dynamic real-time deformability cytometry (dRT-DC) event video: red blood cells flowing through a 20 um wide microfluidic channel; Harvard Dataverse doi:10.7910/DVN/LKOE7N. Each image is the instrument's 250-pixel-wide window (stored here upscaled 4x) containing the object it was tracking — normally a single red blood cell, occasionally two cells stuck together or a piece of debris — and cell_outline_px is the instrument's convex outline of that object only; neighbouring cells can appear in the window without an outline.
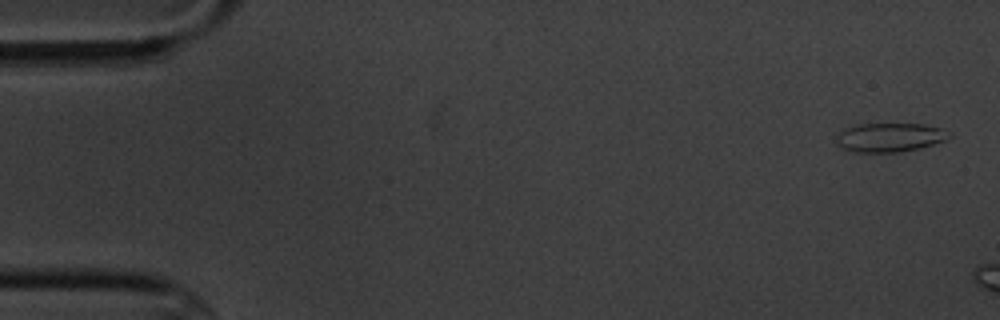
{"species": "common noctule bat (a hibernating species)", "species_latin": "Nyctalus noctula", "temperature_condition": "cold", "stored_images_in_passage": 3, "segment_of_instrument_passage": [1, 2], "camera_frame_rate_fps": 3000, "um_per_image_px": 0.085, "animal": {"sex": "male", "body_mass_g": 20.1, "forearm_length_mm": 53.5}, "frame": {"image": 1, "passage_image": 1, "time_ms": 0.0, "image_size_px": [1000, 320], "cell_outline_px": [[952, 136], [944, 140], [932, 144], [900, 152], [852, 152], [840, 148], [836, 144], [836, 136], [840, 132], [848, 128], [860, 124], [924, 124], [940, 128], [952, 132]], "centroid_in_image_um": [75.61, 11.68], "position_along_channel_um": 9.4, "area_um2": 18.96}}